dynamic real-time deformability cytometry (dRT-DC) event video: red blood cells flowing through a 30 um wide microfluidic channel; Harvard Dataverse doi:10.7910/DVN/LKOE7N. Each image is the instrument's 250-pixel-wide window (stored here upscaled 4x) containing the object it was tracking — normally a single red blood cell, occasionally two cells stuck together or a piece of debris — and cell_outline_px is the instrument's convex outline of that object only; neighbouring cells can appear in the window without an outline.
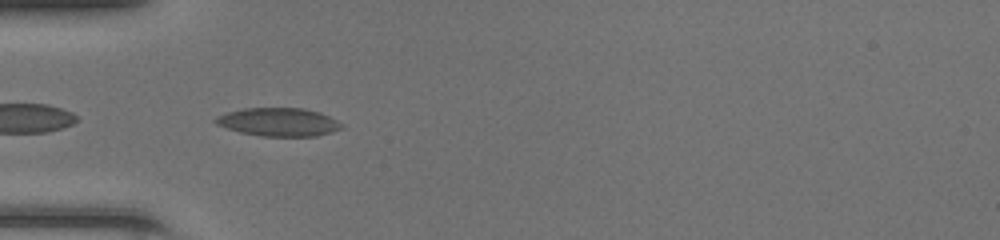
{"species": "common noctule bat (a hibernating species)", "species_latin": "Nyctalus noctula", "temperature_condition": "room temperature", "stored_images_in_passage": 34, "camera_frame_rate_fps": 3000, "um_per_image_px": 0.085, "animal": {"sex": "female", "body_mass_g": 20.0, "forearm_length_mm": 54.0}, "frame": {"image": 1, "passage_image": 2, "time_ms": 0.333, "image_size_px": [1000, 240], "cell_outline_px": [[344, 128], [332, 132], [316, 136], [264, 136], [240, 132], [216, 124], [212, 120], [216, 116], [224, 112], [244, 108], [304, 108], [320, 112], [344, 124]], "centroid_in_image_um": [23.68, 10.36], "position_along_channel_um": 61.3, "area_um2": 20.92}}
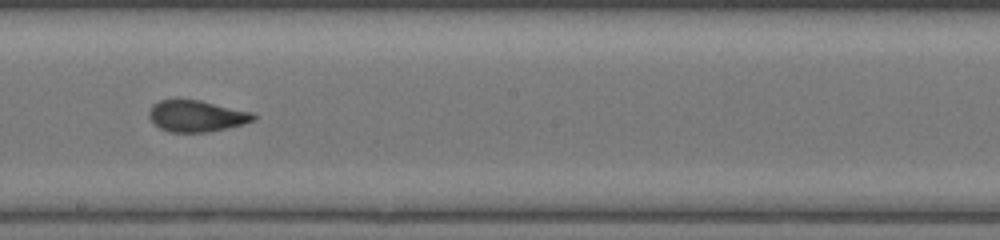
{"frame": {"image": 2, "passage_image": 14, "time_ms": 4.333, "image_size_px": [1000, 240], "cell_outline_px": [[256, 120], [244, 124], [228, 128], [208, 132], [168, 132], [160, 128], [148, 116], [148, 112], [152, 104], [160, 100], [176, 96], [200, 100], [252, 112], [256, 116]], "centroid_in_image_um": [16.67, 9.82], "position_along_channel_um": 231.5, "area_um2": 19.71}}
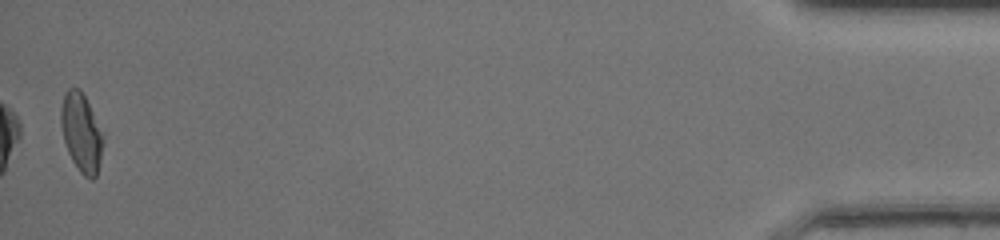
{"frame": {"image": 3, "passage_image": 34, "time_ms": 11.0, "image_size_px": [1000, 240], "cell_outline_px": [[104, 140], [100, 160], [96, 176], [92, 180], [84, 176], [80, 172], [72, 160], [68, 152], [64, 140], [60, 124], [60, 108], [64, 92], [68, 88], [80, 88], [104, 132]], "centroid_in_image_um": [6.92, 11.25], "position_along_channel_um": 428.3, "area_um2": 19.59}, "authors_computed_cell_mechanics": {"area_um2": 19.5942, "velocity_mm_per_s": 4.3281, "shape_relaxation_time_tau1_ms": 6.1266, "shape_relaxation_time_tau2_ms": 0.9441, "deformation_change_tau1": 0.1917, "deformation_change_tau2": 0.0766}}